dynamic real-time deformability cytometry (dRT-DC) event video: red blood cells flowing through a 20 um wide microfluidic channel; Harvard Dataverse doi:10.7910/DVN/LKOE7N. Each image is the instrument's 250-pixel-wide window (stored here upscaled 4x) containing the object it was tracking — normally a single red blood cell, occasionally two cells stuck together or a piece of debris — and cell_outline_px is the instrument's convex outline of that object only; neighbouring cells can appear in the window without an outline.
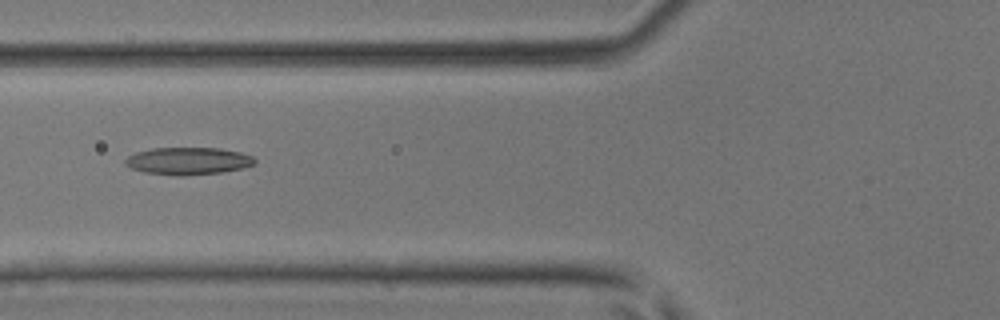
{"species": "common noctule bat (a hibernating species)", "species_latin": "Nyctalus noctula", "temperature_condition": "room temperature", "stored_images_in_passage": 30, "camera_frame_rate_fps": 3000, "um_per_image_px": 0.085, "animal": {"sex": "male", "body_mass_g": 17.9, "forearm_length_mm": 54.2}, "frame": {"image": 1, "passage_image": 4, "time_ms": 1.0, "image_size_px": [1000, 320], "cell_outline_px": [[256, 164], [244, 168], [224, 172], [184, 176], [176, 176], [144, 172], [132, 168], [124, 164], [124, 160], [128, 156], [136, 152], [152, 148], [220, 148], [240, 152], [252, 156], [256, 160]], "centroid_in_image_um": [16.01, 13.69], "position_along_channel_um": 109.8, "area_um2": 20.87}}
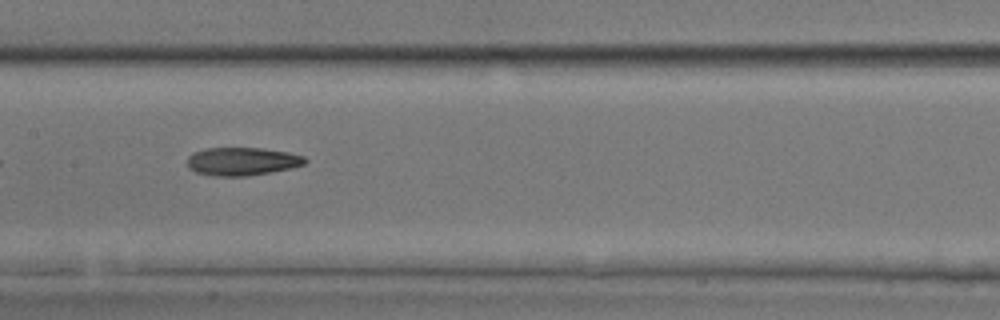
{"frame": {"image": 2, "passage_image": 9, "time_ms": 2.667, "image_size_px": [1000, 320], "cell_outline_px": [[308, 160], [304, 164], [292, 168], [244, 176], [216, 176], [196, 172], [188, 168], [188, 156], [192, 152], [208, 148], [264, 148], [288, 152], [304, 156]], "centroid_in_image_um": [20.58, 13.71], "position_along_channel_um": 186.8, "area_um2": 19.25}}
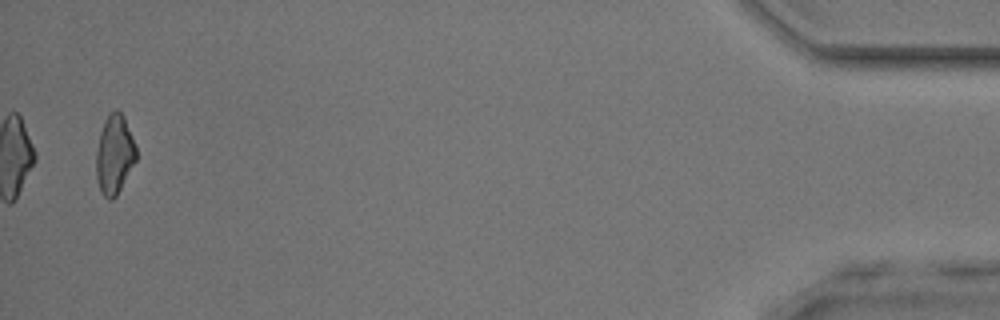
{"frame": {"image": 3, "passage_image": 30, "time_ms": 9.667, "image_size_px": [1000, 320], "cell_outline_px": [[136, 160], [116, 196], [112, 200], [108, 200], [100, 192], [96, 176], [96, 152], [100, 132], [104, 120], [108, 112], [116, 108], [124, 116], [136, 148]], "centroid_in_image_um": [9.71, 13.12], "position_along_channel_um": 425.5, "area_um2": 18.5}}